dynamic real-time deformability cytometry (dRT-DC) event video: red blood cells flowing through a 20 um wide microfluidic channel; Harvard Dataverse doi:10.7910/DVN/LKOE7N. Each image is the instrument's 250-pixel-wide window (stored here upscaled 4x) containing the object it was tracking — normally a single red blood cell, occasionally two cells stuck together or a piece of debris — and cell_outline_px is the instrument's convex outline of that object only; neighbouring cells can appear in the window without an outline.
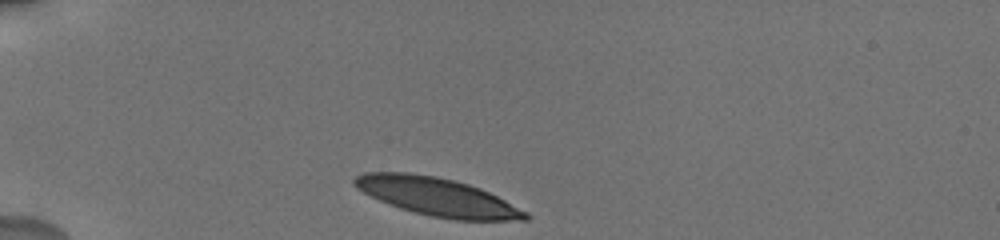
{"species": "human", "species_latin": "Homo sapiens", "temperature_condition": "cold", "stored_images_in_passage": 13, "camera_frame_rate_fps": 3000, "um_per_image_px": 0.085, "donor": {"sex": "male"}, "frame": {"image": 1, "passage_image": 1, "time_ms": 0.0, "image_size_px": [1000, 240], "cell_outline_px": [[532, 216], [528, 220], [456, 220], [432, 216], [400, 208], [388, 204], [356, 188], [352, 184], [352, 180], [356, 176], [364, 172], [408, 172], [436, 176], [468, 184], [480, 188], [528, 212]], "centroid_in_image_um": [37.16, 16.72], "position_along_channel_um": 47.8, "area_um2": 37.74}}
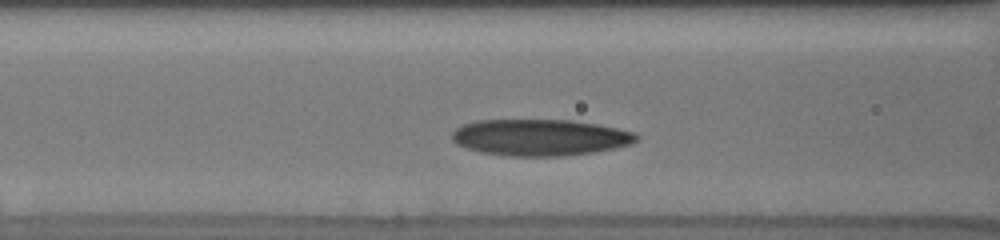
{"frame": {"image": 2, "passage_image": 10, "time_ms": 3.0, "image_size_px": [1000, 240], "cell_outline_px": [[640, 136], [632, 144], [616, 148], [592, 152], [564, 156], [508, 156], [480, 152], [456, 144], [452, 140], [452, 132], [456, 128], [464, 124], [476, 120], [572, 120], [596, 124], [616, 128], [632, 132]], "centroid_in_image_um": [45.89, 11.68], "position_along_channel_um": 120.7, "area_um2": 39.19}}
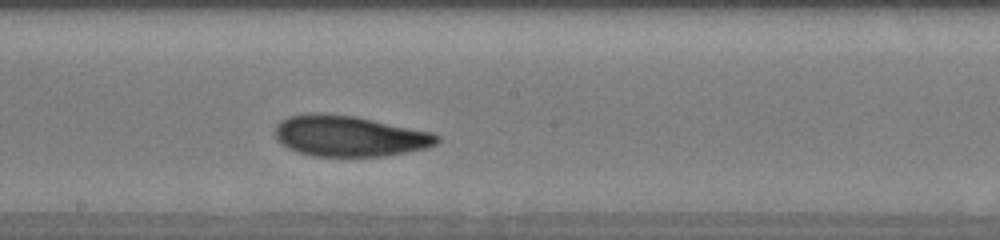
{"frame": {"image": 3, "passage_image": 13, "time_ms": 5.667, "image_size_px": [1000, 240], "cell_outline_px": [[440, 140], [436, 144], [428, 148], [384, 156], [312, 156], [288, 148], [276, 140], [276, 124], [280, 120], [288, 116], [352, 116], [432, 132], [440, 136]], "centroid_in_image_um": [29.75, 11.61], "position_along_channel_um": 218.5, "area_um2": 37.45}}